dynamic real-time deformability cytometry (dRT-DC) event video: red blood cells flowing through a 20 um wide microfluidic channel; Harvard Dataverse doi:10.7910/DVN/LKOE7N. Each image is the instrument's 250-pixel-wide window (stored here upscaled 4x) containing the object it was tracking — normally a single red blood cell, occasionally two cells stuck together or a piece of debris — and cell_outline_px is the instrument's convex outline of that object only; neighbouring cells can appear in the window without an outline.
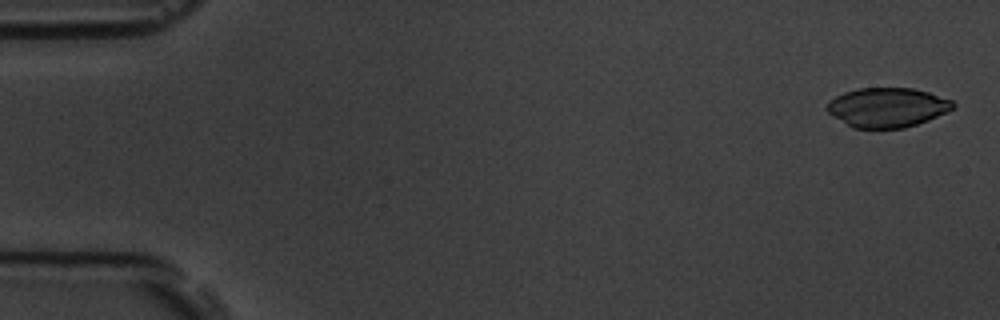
{"species": "common noctule bat (a hibernating species)", "species_latin": "Nyctalus noctula", "temperature_condition": "room temperature", "stored_images_in_passage": 6, "camera_frame_rate_fps": 3000, "um_per_image_px": 0.085, "animal": {"sex": "male", "body_mass_g": 19.5, "forearm_length_mm": 54.6}, "frame": {"image": 1, "passage_image": 1, "time_ms": 0.0, "image_size_px": [1000, 320], "cell_outline_px": [[956, 104], [948, 112], [928, 120], [904, 128], [852, 128], [832, 116], [828, 112], [828, 100], [844, 92], [860, 88], [912, 88], [928, 92], [952, 100]], "centroid_in_image_um": [75.41, 9.13], "position_along_channel_um": 9.6, "area_um2": 28.96}}